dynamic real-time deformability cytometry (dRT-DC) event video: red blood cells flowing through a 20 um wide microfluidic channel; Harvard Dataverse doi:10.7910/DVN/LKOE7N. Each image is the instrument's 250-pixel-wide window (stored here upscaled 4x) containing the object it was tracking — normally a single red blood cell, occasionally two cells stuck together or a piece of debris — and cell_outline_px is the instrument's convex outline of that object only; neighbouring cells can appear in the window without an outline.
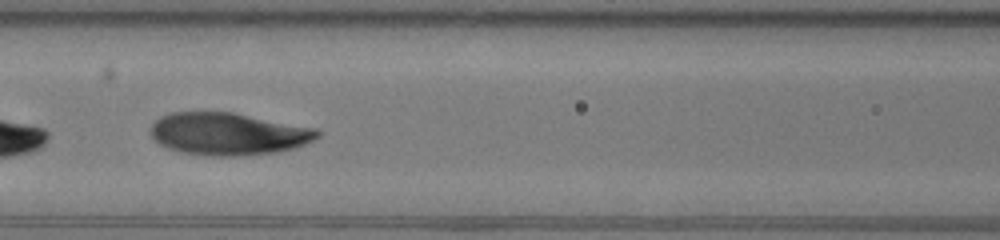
{"species": "human", "species_latin": "Homo sapiens", "temperature_condition": "warm", "stored_images_in_passage": 31, "segment_of_instrument_passage": [2, 2], "camera_frame_rate_fps": 3000, "um_per_image_px": 0.085, "donor": {"sex": "male"}, "frame": {"image": 1, "passage_image": 17, "time_ms": 5.333, "image_size_px": [1000, 240], "cell_outline_px": [[316, 136], [308, 140], [284, 148], [256, 152], [200, 152], [180, 148], [168, 144], [160, 140], [152, 132], [156, 124], [160, 120], [168, 116], [184, 112], [224, 112], [316, 132]], "centroid_in_image_um": [19.26, 11.31], "position_along_channel_um": 147.3, "area_um2": 34.51}}
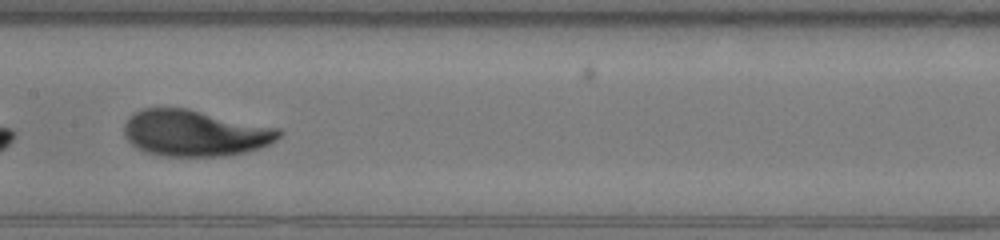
{"frame": {"image": 2, "passage_image": 20, "time_ms": 6.333, "image_size_px": [1000, 240], "cell_outline_px": [[280, 132], [272, 140], [264, 144], [252, 148], [236, 152], [160, 152], [144, 148], [132, 140], [128, 136], [128, 120], [132, 116], [140, 112], [156, 108], [176, 108]], "centroid_in_image_um": [16.44, 11.25], "position_along_channel_um": 191.0, "area_um2": 34.85}}